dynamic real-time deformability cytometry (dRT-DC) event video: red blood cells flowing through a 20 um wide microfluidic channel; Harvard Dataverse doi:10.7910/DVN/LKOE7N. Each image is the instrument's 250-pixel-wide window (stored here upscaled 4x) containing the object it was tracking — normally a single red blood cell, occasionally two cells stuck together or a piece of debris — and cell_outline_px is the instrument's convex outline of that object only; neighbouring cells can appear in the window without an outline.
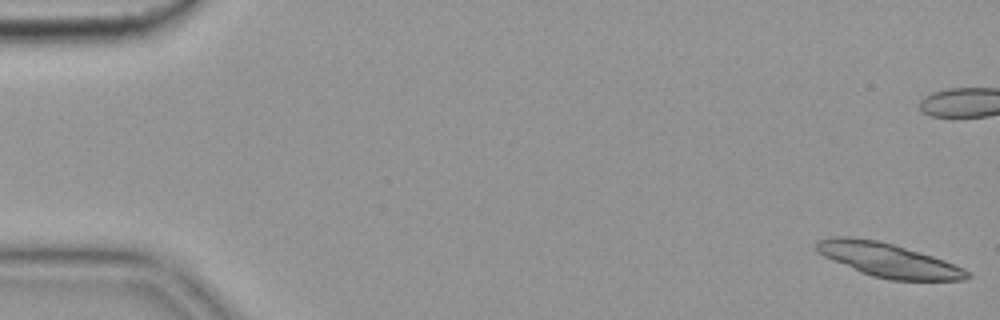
{"species": "common noctule bat (a hibernating species)", "species_latin": "Nyctalus noctula", "temperature_condition": "cold", "stored_images_in_passage": 9, "camera_frame_rate_fps": 3000, "um_per_image_px": 0.085, "animal": {"sex": "female", "body_mass_g": 19.9}, "frame": {"image": 1, "passage_image": 1, "time_ms": 0.0, "image_size_px": [1000, 320], "cell_outline_px": [[972, 276], [964, 280], [892, 280], [872, 276], [860, 272], [832, 260], [816, 252], [816, 240], [832, 236], [848, 236], [876, 240], [892, 244], [932, 256], [944, 260], [964, 268]], "centroid_in_image_um": [75.46, 22.1], "position_along_channel_um": 9.5, "area_um2": 29.65}}